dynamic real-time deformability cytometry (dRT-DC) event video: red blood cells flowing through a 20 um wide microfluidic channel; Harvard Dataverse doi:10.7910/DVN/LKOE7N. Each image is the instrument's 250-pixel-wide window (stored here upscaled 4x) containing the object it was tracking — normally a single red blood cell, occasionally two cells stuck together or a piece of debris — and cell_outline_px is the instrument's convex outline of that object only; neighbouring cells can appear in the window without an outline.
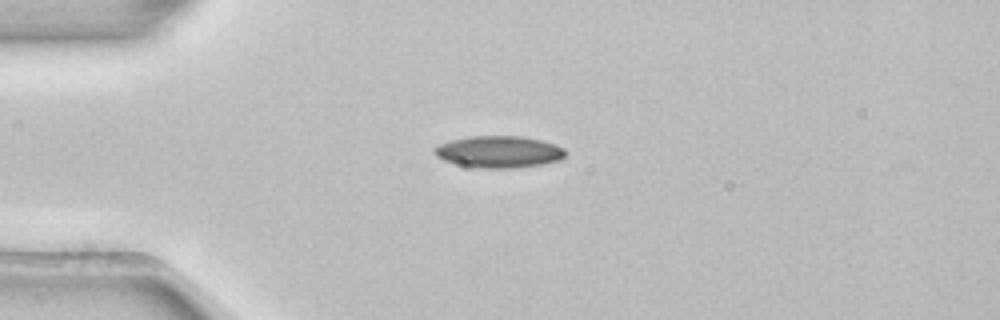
{"species": "common noctule bat (a hibernating species)", "species_latin": "Nyctalus noctula", "temperature_condition": "room temperature", "stored_images_in_passage": 41, "camera_frame_rate_fps": 3000, "um_per_image_px": 0.085, "animal": {"sex": "female", "body_mass_g": 22.7, "forearm_length_mm": 54.2}, "frame": {"image": 1, "passage_image": 1, "time_ms": 0.0, "image_size_px": [1000, 320], "cell_outline_px": [[564, 156], [560, 160], [540, 164], [512, 168], [484, 168], [460, 164], [444, 160], [436, 156], [432, 152], [432, 148], [440, 144], [452, 140], [468, 136], [520, 136], [540, 140], [556, 144], [564, 148]], "centroid_in_image_um": [42.39, 12.89], "position_along_channel_um": 42.6, "area_um2": 24.04}}
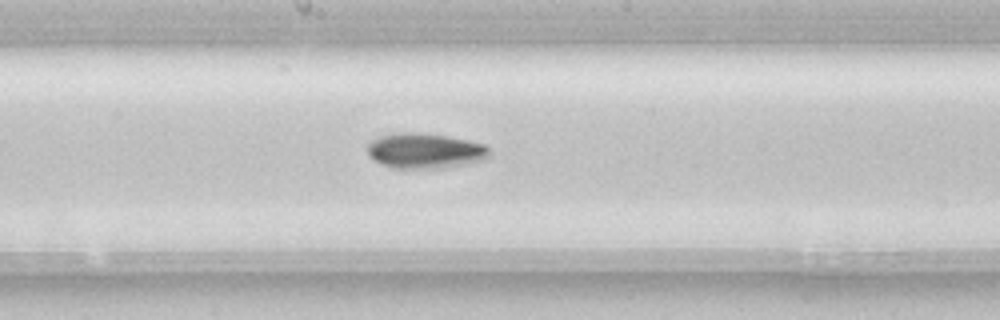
{"frame": {"image": 2, "passage_image": 16, "time_ms": 5.0, "image_size_px": [1000, 320], "cell_outline_px": [[488, 156], [484, 160], [468, 164], [448, 168], [396, 168], [380, 164], [372, 160], [368, 156], [368, 144], [372, 140], [380, 136], [400, 132], [416, 132], [448, 136], [468, 140], [484, 144], [488, 148]], "centroid_in_image_um": [36.11, 12.82], "position_along_channel_um": 212.1, "area_um2": 25.26}}
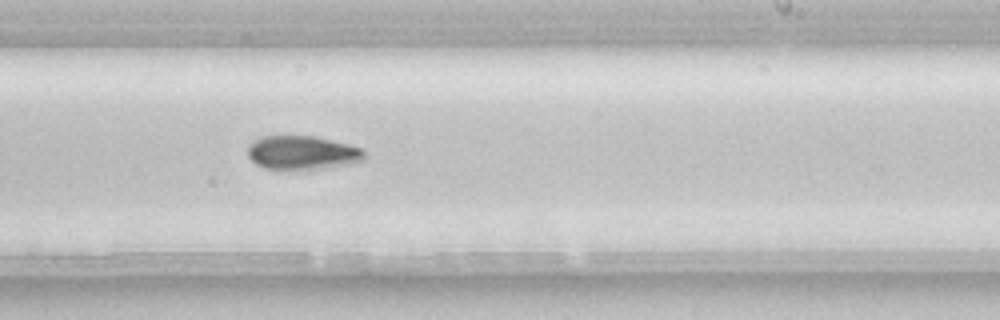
{"frame": {"image": 3, "passage_image": 20, "time_ms": 6.333, "image_size_px": [1000, 320], "cell_outline_px": [[364, 160], [348, 164], [312, 172], [264, 168], [256, 164], [248, 156], [248, 144], [252, 140], [260, 136], [312, 136], [332, 140], [364, 148]], "centroid_in_image_um": [25.69, 13.01], "position_along_channel_um": 263.3, "area_um2": 23.81}, "authors_computed_cell_mechanics": {"area_um2": 23.7558, "velocity_mm_per_s": 3.8802, "shape_relaxation_time_tau1_ms": 4.4097, "shape_relaxation_time_tau2_ms": null, "deformation_change_tau1": 0.1081, "deformation_change_tau2": null}}